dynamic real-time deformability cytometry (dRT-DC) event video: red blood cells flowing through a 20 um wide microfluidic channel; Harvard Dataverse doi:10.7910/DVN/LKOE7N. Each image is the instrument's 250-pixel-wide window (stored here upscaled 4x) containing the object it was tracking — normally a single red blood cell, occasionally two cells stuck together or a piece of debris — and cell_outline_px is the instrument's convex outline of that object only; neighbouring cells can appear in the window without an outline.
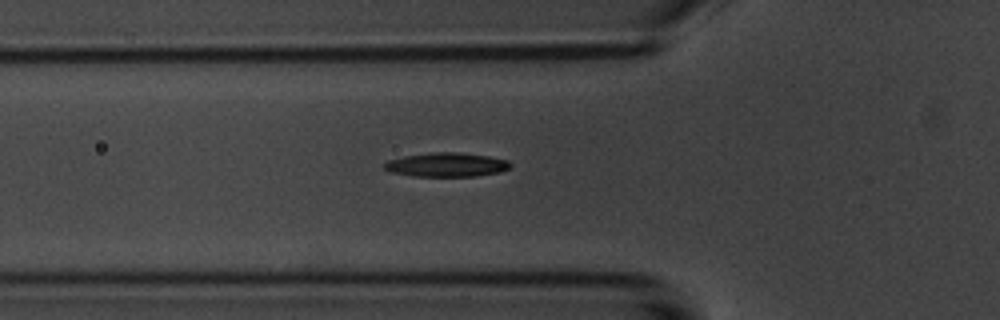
{"species": "common noctule bat (a hibernating species)", "species_latin": "Nyctalus noctula", "temperature_condition": "room temperature", "stored_images_in_passage": 39, "camera_frame_rate_fps": 3000, "um_per_image_px": 0.085, "animal": {"sex": "male", "body_mass_g": 20.1, "forearm_length_mm": 53.5}, "frame": {"image": 1, "passage_image": 2, "time_ms": 0.333, "image_size_px": [1000, 320], "cell_outline_px": [[512, 164], [508, 168], [500, 172], [476, 176], [412, 176], [392, 172], [384, 168], [384, 164], [388, 160], [408, 156], [432, 152], [460, 152], [488, 156], [508, 160]], "centroid_in_image_um": [37.99, 14.0], "position_along_channel_um": 87.8, "area_um2": 17.51}}
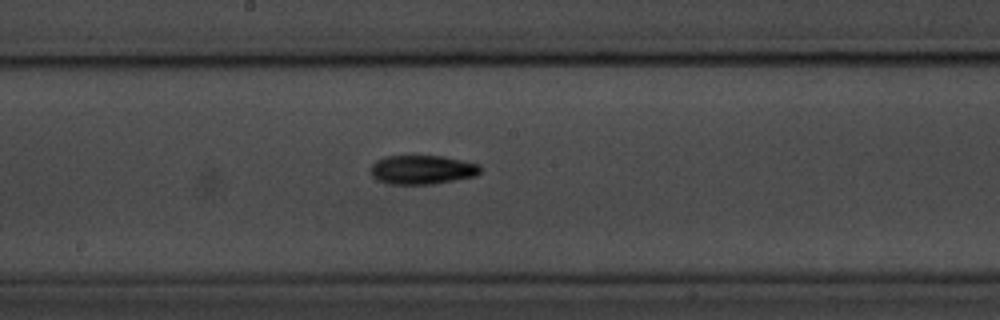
{"frame": {"image": 2, "passage_image": 12, "time_ms": 3.667, "image_size_px": [1000, 320], "cell_outline_px": [[480, 172], [476, 176], [456, 180], [432, 184], [388, 184], [372, 176], [372, 164], [376, 160], [384, 156], [444, 156], [480, 164]], "centroid_in_image_um": [35.91, 14.42], "position_along_channel_um": 212.3, "area_um2": 18.55}}
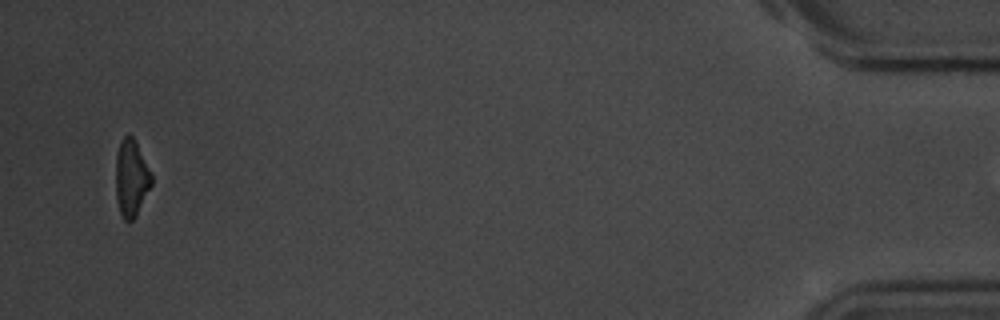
{"frame": {"image": 3, "passage_image": 36, "time_ms": 11.667, "image_size_px": [1000, 320], "cell_outline_px": [[152, 184], [136, 216], [132, 220], [124, 220], [120, 212], [116, 196], [116, 156], [120, 140], [128, 132], [136, 140], [152, 176]], "centroid_in_image_um": [11.15, 15.09], "position_along_channel_um": 424.0, "area_um2": 16.01}}